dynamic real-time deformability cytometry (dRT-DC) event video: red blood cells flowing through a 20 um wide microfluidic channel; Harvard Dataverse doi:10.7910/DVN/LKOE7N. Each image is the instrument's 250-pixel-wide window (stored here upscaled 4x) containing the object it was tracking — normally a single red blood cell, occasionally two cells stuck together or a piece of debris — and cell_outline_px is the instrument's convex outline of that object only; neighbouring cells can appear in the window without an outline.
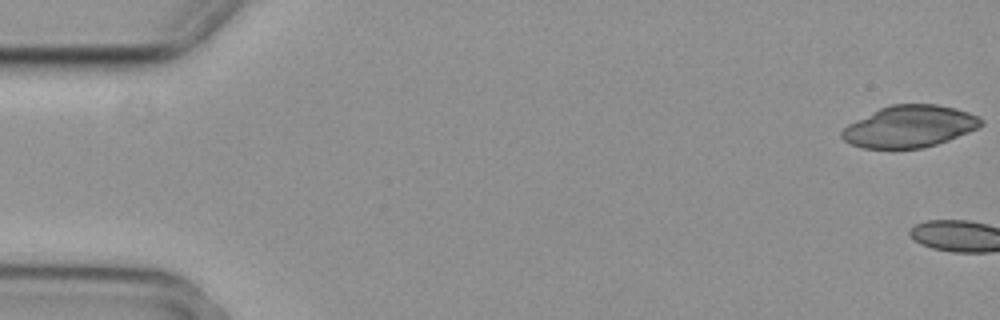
{"species": "common noctule bat (a hibernating species)", "species_latin": "Nyctalus noctula", "temperature_condition": "cold", "stored_images_in_passage": 5, "camera_frame_rate_fps": 3000, "um_per_image_px": 0.085, "animal": {"sex": "female", "body_mass_g": 29.2, "forearm_length_mm": 56.3}, "frame": {"image": 1, "passage_image": 1, "time_ms": 0.0, "image_size_px": [1000, 320], "cell_outline_px": [[984, 124], [968, 132], [948, 140], [936, 144], [920, 148], [860, 148], [844, 140], [840, 136], [840, 132], [848, 124], [880, 108], [892, 104], [936, 104], [956, 108], [968, 112], [984, 120]], "centroid_in_image_um": [77.3, 10.74], "position_along_channel_um": 7.7, "area_um2": 33.7}}